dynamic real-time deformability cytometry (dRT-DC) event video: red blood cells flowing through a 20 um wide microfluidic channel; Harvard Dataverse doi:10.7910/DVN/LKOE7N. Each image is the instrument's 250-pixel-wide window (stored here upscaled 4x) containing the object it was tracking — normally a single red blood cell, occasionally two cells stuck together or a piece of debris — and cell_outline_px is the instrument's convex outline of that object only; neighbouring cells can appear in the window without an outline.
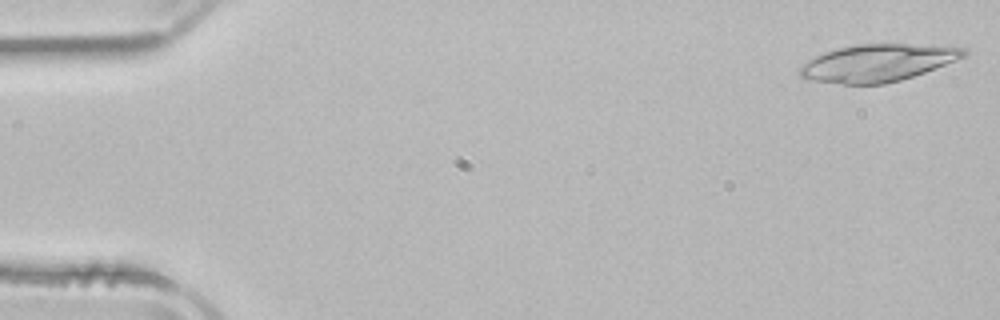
{"species": "common noctule bat (a hibernating species)", "species_latin": "Nyctalus noctula", "temperature_condition": "room temperature", "stored_images_in_passage": 51, "camera_frame_rate_fps": 3000, "um_per_image_px": 0.085, "animal": {"sex": "male", "body_mass_g": 21.5, "forearm_length_mm": 52.0}, "frame": {"image": 1, "passage_image": 1, "time_ms": 0.0, "image_size_px": [1000, 320], "cell_outline_px": [[968, 56], [924, 72], [900, 80], [884, 84], [844, 84], [816, 80], [800, 76], [800, 68], [808, 60], [824, 52], [856, 44], [908, 44], [968, 48]], "centroid_in_image_um": [74.65, 5.34], "position_along_channel_um": 10.3, "area_um2": 35.14}}